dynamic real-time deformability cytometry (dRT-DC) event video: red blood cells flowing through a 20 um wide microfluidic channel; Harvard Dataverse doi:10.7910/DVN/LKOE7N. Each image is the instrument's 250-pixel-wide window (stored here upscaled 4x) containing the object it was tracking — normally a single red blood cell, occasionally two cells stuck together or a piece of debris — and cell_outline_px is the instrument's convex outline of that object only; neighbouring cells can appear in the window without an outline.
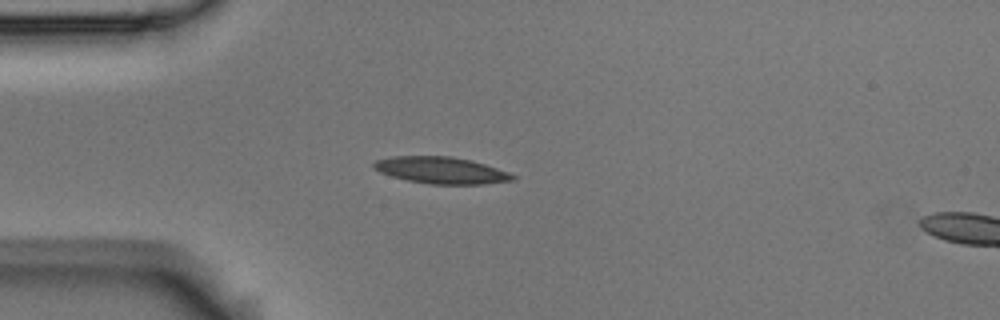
{"species": "Egyptian fruit bat (a non-hibernating species)", "species_latin": "Rousettus aegyptiacus", "temperature_condition": "room temperature", "stored_images_in_passage": 42, "camera_frame_rate_fps": 3000, "um_per_image_px": 0.085, "animal": {"sex": "male"}, "frame": {"image": 1, "passage_image": 1, "time_ms": 0.0, "image_size_px": [1000, 320], "cell_outline_px": [[516, 180], [484, 184], [428, 184], [408, 180], [392, 176], [380, 172], [372, 168], [372, 164], [376, 160], [392, 156], [452, 156], [484, 164], [508, 172], [516, 176]], "centroid_in_image_um": [37.48, 14.47], "position_along_channel_um": 47.5, "area_um2": 21.56}}
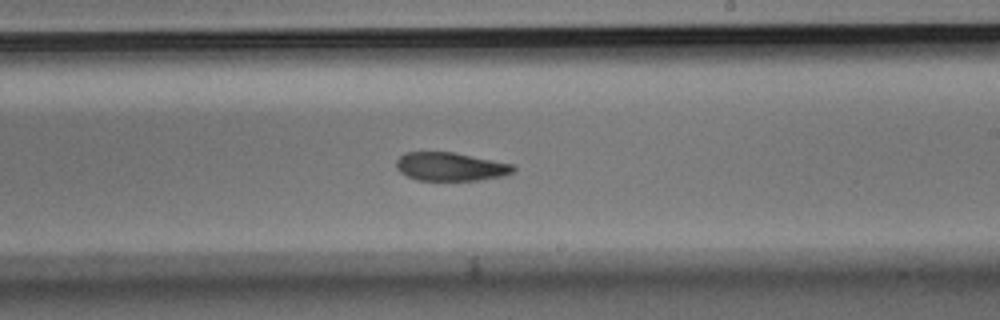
{"frame": {"image": 2, "passage_image": 19, "time_ms": 6.0, "image_size_px": [1000, 320], "cell_outline_px": [[516, 168], [512, 172], [504, 176], [476, 180], [416, 180], [400, 172], [396, 168], [396, 160], [404, 152], [452, 152], [516, 164]], "centroid_in_image_um": [38.3, 14.16], "position_along_channel_um": 250.7, "area_um2": 19.48}}
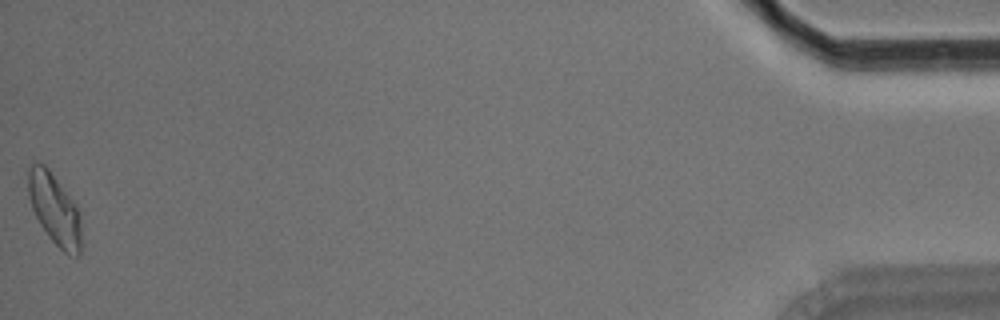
{"frame": {"image": 3, "passage_image": 42, "time_ms": 13.667, "image_size_px": [1000, 320], "cell_outline_px": [[84, 244], [80, 256], [68, 256], [48, 236], [40, 224], [32, 208], [28, 192], [28, 172], [32, 164], [44, 164], [48, 168], [76, 204], [80, 212]], "centroid_in_image_um": [4.72, 17.87], "position_along_channel_um": 430.5, "area_um2": 22.43}, "authors_computed_cell_mechanics": {"area_um2": 20.7791, "velocity_mm_per_s": 3.613, "shape_relaxation_time_tau1_ms": 6.3299, "shape_relaxation_time_tau2_ms": 3.636, "deformation_change_tau1": 0.1771, "deformation_change_tau2": 0.0907}}